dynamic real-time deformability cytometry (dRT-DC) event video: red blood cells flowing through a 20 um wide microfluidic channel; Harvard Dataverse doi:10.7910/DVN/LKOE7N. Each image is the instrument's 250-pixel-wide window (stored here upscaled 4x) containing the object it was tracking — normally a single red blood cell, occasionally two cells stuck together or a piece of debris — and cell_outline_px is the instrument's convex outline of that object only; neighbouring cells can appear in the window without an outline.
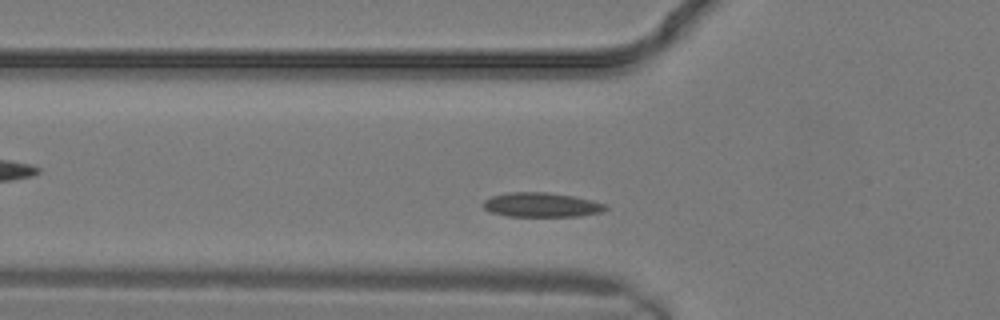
{"species": "common noctule bat (a hibernating species)", "species_latin": "Nyctalus noctula", "temperature_condition": "warm", "stored_images_in_passage": 7, "camera_frame_rate_fps": 3000, "um_per_image_px": 0.085, "animal": {"sex": "male", "body_mass_g": 19.2, "forearm_length_mm": 51.8}, "frame": {"image": 1, "passage_image": 3, "time_ms": 0.667, "image_size_px": [1000, 320], "cell_outline_px": [[608, 208], [600, 212], [580, 216], [508, 216], [488, 212], [484, 208], [484, 200], [492, 196], [508, 192], [544, 192], [572, 196], [592, 200], [604, 204]], "centroid_in_image_um": [45.99, 17.41], "position_along_channel_um": 79.8, "area_um2": 17.28}}
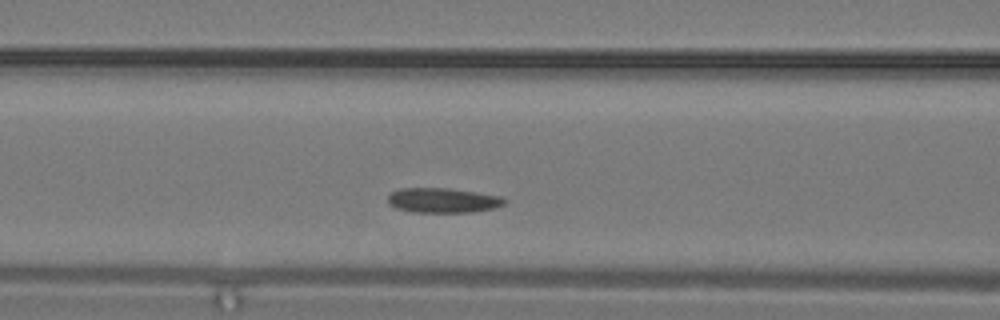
{"frame": {"image": 2, "passage_image": 5, "time_ms": 1.333, "image_size_px": [1000, 320], "cell_outline_px": [[508, 200], [504, 204], [496, 208], [472, 212], [416, 212], [396, 208], [388, 204], [388, 196], [392, 192], [400, 188], [452, 188], [500, 196]], "centroid_in_image_um": [37.67, 17.02], "position_along_channel_um": 128.9, "area_um2": 16.94}}
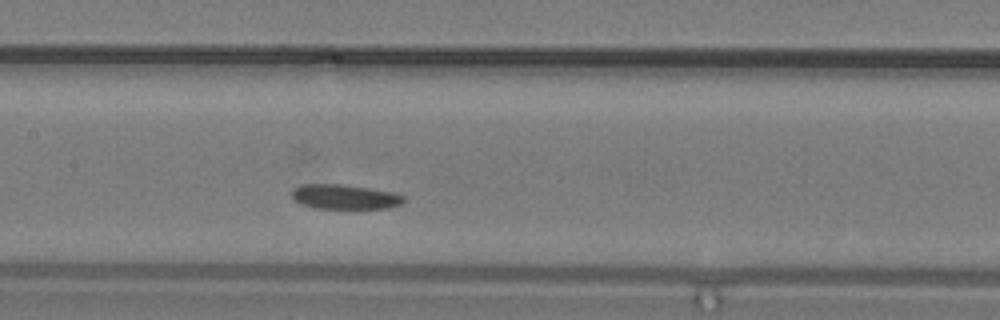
{"frame": {"image": 3, "passage_image": 7, "time_ms": 2.0, "image_size_px": [1000, 320], "cell_outline_px": [[408, 200], [400, 204], [388, 208], [316, 208], [300, 204], [292, 196], [292, 188], [300, 184], [340, 184], [368, 188], [392, 192], [404, 196]], "centroid_in_image_um": [29.3, 16.72], "position_along_channel_um": 178.1, "area_um2": 16.07}}